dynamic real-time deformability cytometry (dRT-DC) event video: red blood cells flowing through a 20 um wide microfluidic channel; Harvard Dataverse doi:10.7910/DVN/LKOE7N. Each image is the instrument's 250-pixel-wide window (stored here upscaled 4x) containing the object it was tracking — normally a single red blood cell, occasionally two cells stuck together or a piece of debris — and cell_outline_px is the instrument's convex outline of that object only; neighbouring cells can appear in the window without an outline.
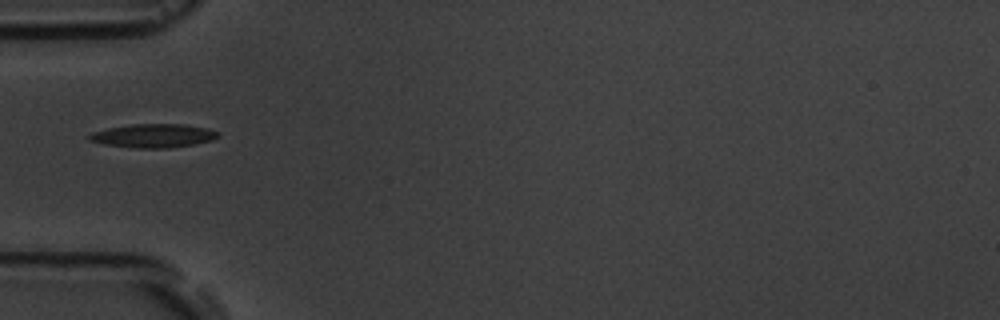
{"species": "common noctule bat (a hibernating species)", "species_latin": "Nyctalus noctula", "temperature_condition": "room temperature", "stored_images_in_passage": 1, "camera_frame_rate_fps": 3000, "um_per_image_px": 0.085, "animal": {"sex": "male", "body_mass_g": 19.5, "forearm_length_mm": 54.6}, "frame": {"image": 1, "passage_image": 1, "time_ms": 0.0, "image_size_px": [1000, 320], "cell_outline_px": [[220, 136], [212, 140], [192, 144], [168, 148], [136, 148], [104, 144], [88, 140], [88, 136], [92, 132], [108, 128], [132, 124], [184, 124], [208, 128], [220, 132]], "centroid_in_image_um": [13.05, 11.53], "position_along_channel_um": 71.9, "area_um2": 17.74}}